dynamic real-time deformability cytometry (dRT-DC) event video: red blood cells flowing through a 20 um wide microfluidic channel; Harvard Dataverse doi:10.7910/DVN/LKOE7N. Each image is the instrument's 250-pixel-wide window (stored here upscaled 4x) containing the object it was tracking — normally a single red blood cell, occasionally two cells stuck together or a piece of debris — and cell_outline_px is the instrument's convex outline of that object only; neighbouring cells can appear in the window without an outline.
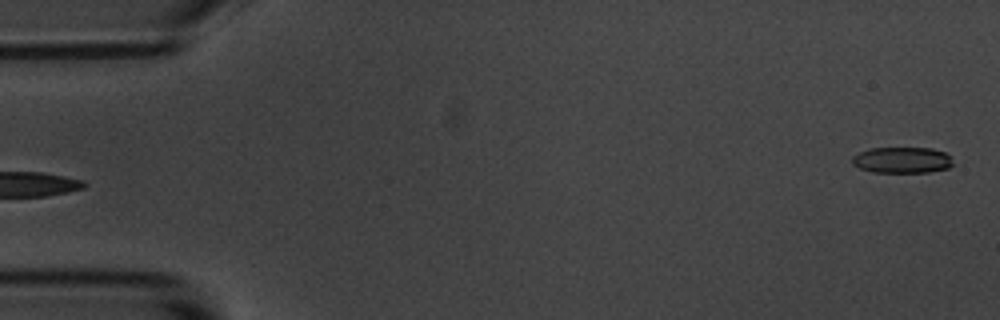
{"species": "common noctule bat (a hibernating species)", "species_latin": "Nyctalus noctula", "temperature_condition": "room temperature", "stored_images_in_passage": 5, "segment_of_instrument_passage": [2, 2], "camera_frame_rate_fps": 3000, "um_per_image_px": 0.085, "animal": {"sex": "male", "body_mass_g": 20.1, "forearm_length_mm": 53.5}, "frame": {"image": 1, "passage_image": 5, "time_ms": 5.333, "image_size_px": [1000, 320], "cell_outline_px": [[952, 164], [948, 168], [928, 172], [872, 172], [860, 168], [852, 164], [852, 156], [868, 148], [932, 148], [944, 152], [952, 156]], "centroid_in_image_um": [76.68, 13.6], "position_along_channel_um": 8.3, "area_um2": 15.37}}